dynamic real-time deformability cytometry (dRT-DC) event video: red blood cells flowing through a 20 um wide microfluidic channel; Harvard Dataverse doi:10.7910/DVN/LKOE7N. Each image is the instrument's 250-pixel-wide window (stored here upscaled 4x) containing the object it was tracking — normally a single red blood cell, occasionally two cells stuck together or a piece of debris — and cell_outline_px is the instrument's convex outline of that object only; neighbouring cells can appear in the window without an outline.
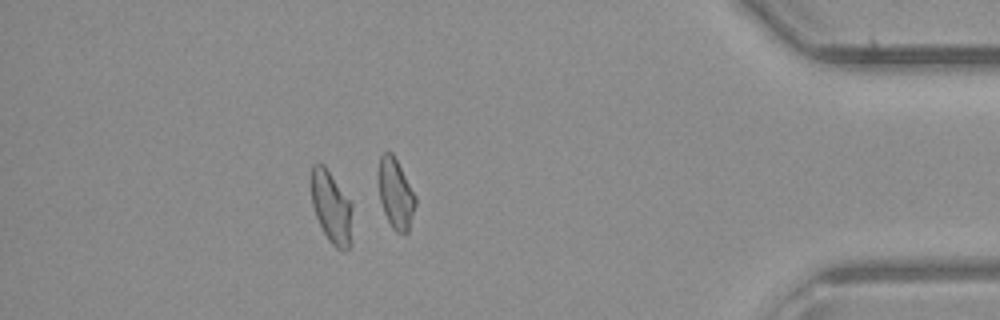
{"species": "common noctule bat (a hibernating species)", "species_latin": "Nyctalus noctula", "temperature_condition": "room temperature", "stored_images_in_passage": 40, "segment_of_instrument_passage": [1, 2], "camera_frame_rate_fps": 3000, "um_per_image_px": 0.085, "animal": {"sex": "male", "body_mass_g": 23.1, "forearm_length_mm": 52.7}, "frame": {"image": 1, "passage_image": 34, "time_ms": 11.0, "image_size_px": [1000, 320], "cell_outline_px": [[352, 244], [344, 252], [340, 252], [328, 240], [316, 216], [312, 204], [312, 164], [324, 164], [352, 204]], "centroid_in_image_um": [28.21, 17.69], "position_along_channel_um": 407.0, "area_um2": 17.34}}